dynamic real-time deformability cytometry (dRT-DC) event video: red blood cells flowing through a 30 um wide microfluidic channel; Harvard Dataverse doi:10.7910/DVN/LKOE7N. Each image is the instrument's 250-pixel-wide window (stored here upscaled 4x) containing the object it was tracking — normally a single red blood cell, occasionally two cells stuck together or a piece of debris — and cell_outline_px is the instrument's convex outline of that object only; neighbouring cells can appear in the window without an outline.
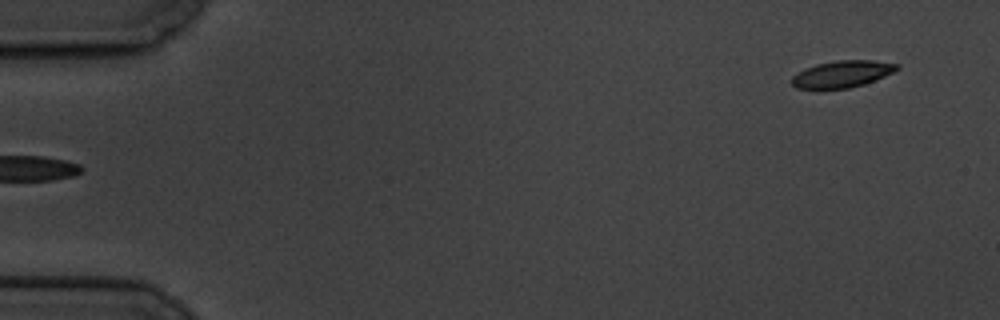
{"species": "common noctule bat (a hibernating species)", "species_latin": "Nyctalus noctula", "temperature_condition": "cold", "stored_images_in_passage": 2, "camera_frame_rate_fps": 3000, "um_per_image_px": 0.085, "animal": {"sex": "male", "body_mass_g": 19.5, "forearm_length_mm": 54.6}, "frame": {"image": 1, "passage_image": 2, "time_ms": 1.0, "image_size_px": [1000, 320], "cell_outline_px": [[900, 68], [884, 76], [864, 84], [848, 88], [796, 88], [792, 84], [792, 76], [804, 68], [816, 64], [836, 60], [872, 60], [900, 64]], "centroid_in_image_um": [71.59, 6.27], "position_along_channel_um": 13.4, "area_um2": 16.3}}